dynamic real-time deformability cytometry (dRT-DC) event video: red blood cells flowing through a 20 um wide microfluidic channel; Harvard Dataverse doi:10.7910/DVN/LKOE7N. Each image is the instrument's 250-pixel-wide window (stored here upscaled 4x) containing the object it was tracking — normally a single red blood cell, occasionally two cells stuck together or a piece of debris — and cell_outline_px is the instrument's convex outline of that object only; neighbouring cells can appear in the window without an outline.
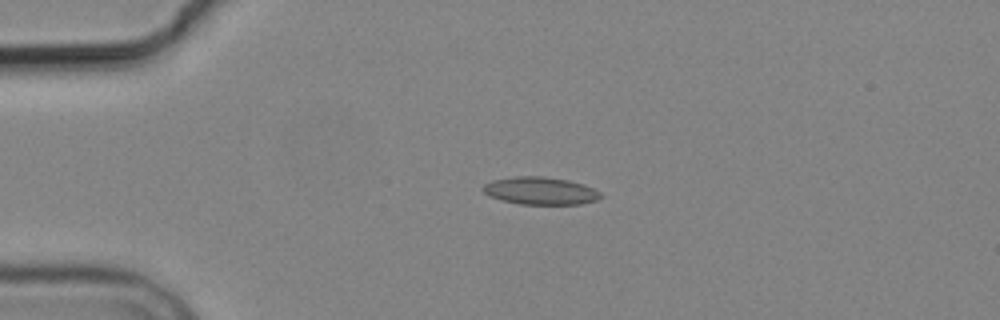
{"species": "common noctule bat (a hibernating species)", "species_latin": "Nyctalus noctula", "temperature_condition": "cold", "stored_images_in_passage": 4, "camera_frame_rate_fps": 3000, "um_per_image_px": 0.085, "animal": {"sex": "male", "body_mass_g": 19.2, "forearm_length_mm": 51.8}, "frame": {"image": 1, "passage_image": 3, "time_ms": 2.333, "image_size_px": [1000, 320], "cell_outline_px": [[604, 196], [596, 200], [580, 204], [520, 204], [500, 200], [488, 196], [480, 188], [484, 184], [492, 180], [516, 176], [544, 176], [568, 180], [584, 184], [600, 192]], "centroid_in_image_um": [45.91, 16.22], "position_along_channel_um": 39.1, "area_um2": 19.07}}